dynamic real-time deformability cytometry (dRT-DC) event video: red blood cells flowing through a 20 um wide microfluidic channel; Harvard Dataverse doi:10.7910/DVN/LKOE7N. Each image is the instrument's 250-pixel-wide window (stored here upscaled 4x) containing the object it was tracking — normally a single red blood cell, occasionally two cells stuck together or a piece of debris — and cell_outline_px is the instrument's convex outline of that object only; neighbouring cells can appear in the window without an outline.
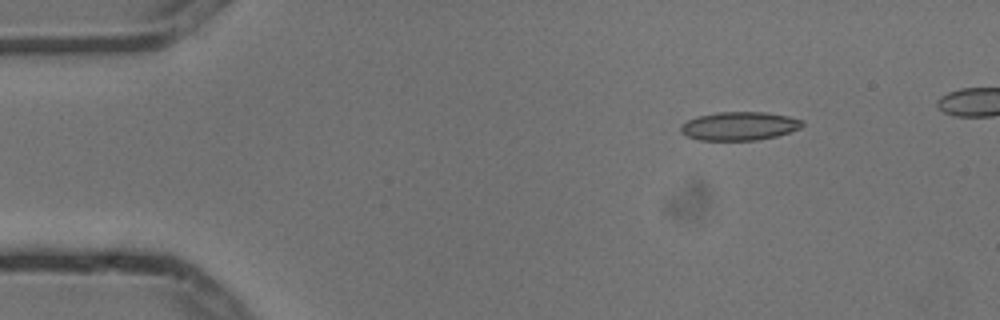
{"species": "common noctule bat (a hibernating species)", "species_latin": "Nyctalus noctula", "temperature_condition": "cold", "stored_images_in_passage": 4, "camera_frame_rate_fps": 3000, "um_per_image_px": 0.085, "animal": {"sex": "male", "body_mass_g": 13.3}, "frame": {"image": 1, "passage_image": 1, "time_ms": 0.0, "image_size_px": [1000, 320], "cell_outline_px": [[804, 124], [800, 128], [776, 136], [756, 140], [700, 140], [688, 136], [680, 132], [680, 124], [696, 116], [716, 112], [764, 112], [788, 116], [804, 120]], "centroid_in_image_um": [62.82, 10.7], "position_along_channel_um": 22.2, "area_um2": 20.23}}